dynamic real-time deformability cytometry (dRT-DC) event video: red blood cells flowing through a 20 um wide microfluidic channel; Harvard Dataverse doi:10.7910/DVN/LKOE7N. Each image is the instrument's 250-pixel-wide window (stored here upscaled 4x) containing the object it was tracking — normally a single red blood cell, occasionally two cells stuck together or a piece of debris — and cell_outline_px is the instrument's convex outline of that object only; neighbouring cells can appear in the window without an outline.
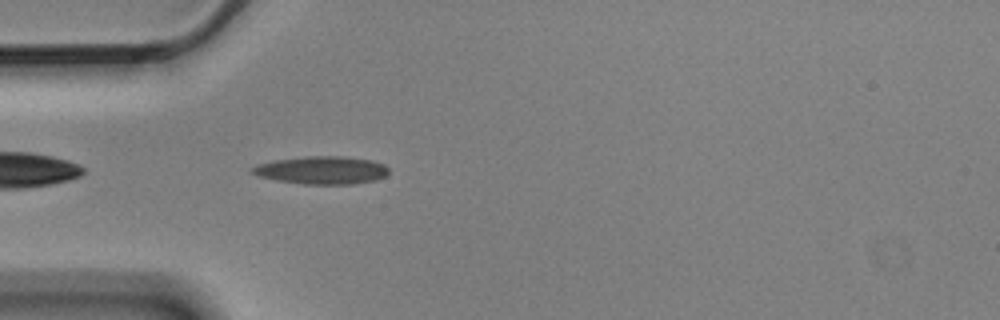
{"species": "Egyptian fruit bat (a non-hibernating species)", "species_latin": "Rousettus aegyptiacus", "temperature_condition": "cold", "stored_images_in_passage": 4, "camera_frame_rate_fps": 3000, "um_per_image_px": 0.085, "animal": {"sex": "male"}, "frame": {"image": 1, "passage_image": 4, "time_ms": 1.0, "image_size_px": [1000, 320], "cell_outline_px": [[388, 172], [384, 176], [376, 180], [352, 184], [304, 184], [276, 180], [256, 176], [248, 168], [260, 164], [276, 160], [304, 156], [344, 156], [372, 160], [384, 164], [388, 168]], "centroid_in_image_um": [27.34, 14.46], "position_along_channel_um": 57.7, "area_um2": 22.2}}